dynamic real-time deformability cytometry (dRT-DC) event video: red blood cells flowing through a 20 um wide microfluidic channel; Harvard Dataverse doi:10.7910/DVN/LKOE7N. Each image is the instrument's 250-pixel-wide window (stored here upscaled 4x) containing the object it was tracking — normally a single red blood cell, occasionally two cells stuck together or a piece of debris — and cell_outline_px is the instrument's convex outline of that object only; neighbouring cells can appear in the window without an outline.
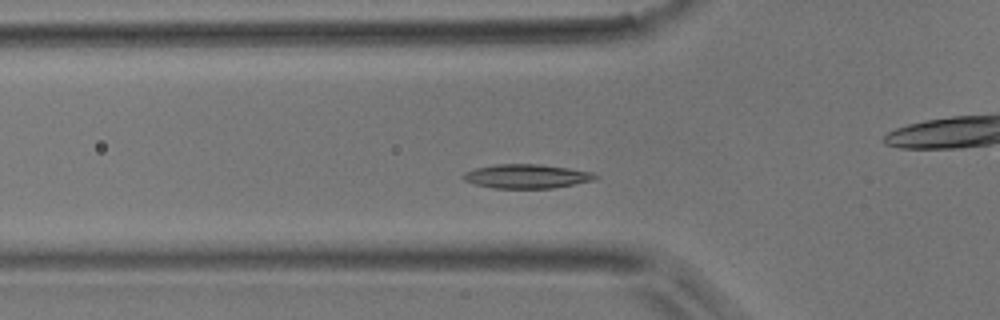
{"species": "common noctule bat (a hibernating species)", "species_latin": "Nyctalus noctula", "temperature_condition": "room temperature", "stored_images_in_passage": 39, "camera_frame_rate_fps": 3000, "um_per_image_px": 0.085, "animal": {"sex": "male", "body_mass_g": 17.9}, "frame": {"image": 1, "passage_image": 13, "time_ms": 4.0, "image_size_px": [1000, 320], "cell_outline_px": [[600, 176], [596, 180], [576, 184], [552, 188], [492, 188], [476, 184], [464, 180], [460, 176], [464, 172], [476, 168], [496, 164], [540, 164], [568, 168], [592, 172]], "centroid_in_image_um": [44.78, 14.98], "position_along_channel_um": 81.0, "area_um2": 18.61}}
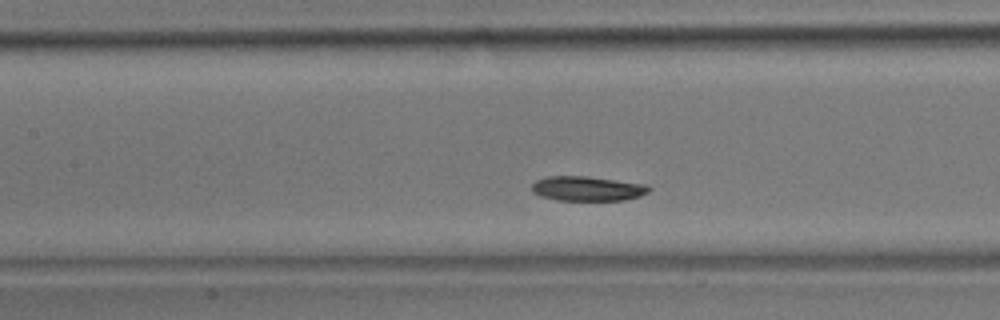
{"frame": {"image": 2, "passage_image": 19, "time_ms": 6.0, "image_size_px": [1000, 320], "cell_outline_px": [[652, 188], [648, 192], [640, 196], [624, 200], [556, 200], [540, 196], [532, 192], [532, 184], [536, 180], [544, 176], [588, 176], [648, 184]], "centroid_in_image_um": [49.93, 16.02], "position_along_channel_um": 157.5, "area_um2": 17.05}}
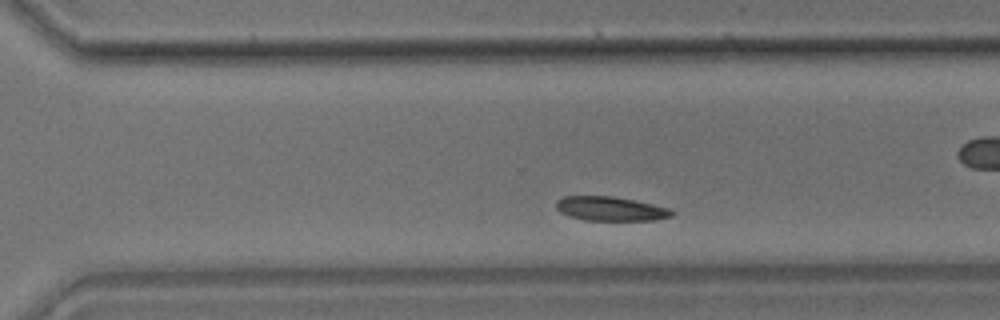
{"frame": {"image": 3, "passage_image": 32, "time_ms": 10.333, "image_size_px": [1000, 320], "cell_outline_px": [[676, 212], [672, 216], [656, 220], [584, 220], [568, 216], [560, 212], [556, 208], [556, 200], [564, 196], [612, 196], [672, 208]], "centroid_in_image_um": [51.91, 17.74], "position_along_channel_um": 318.7, "area_um2": 16.42}}